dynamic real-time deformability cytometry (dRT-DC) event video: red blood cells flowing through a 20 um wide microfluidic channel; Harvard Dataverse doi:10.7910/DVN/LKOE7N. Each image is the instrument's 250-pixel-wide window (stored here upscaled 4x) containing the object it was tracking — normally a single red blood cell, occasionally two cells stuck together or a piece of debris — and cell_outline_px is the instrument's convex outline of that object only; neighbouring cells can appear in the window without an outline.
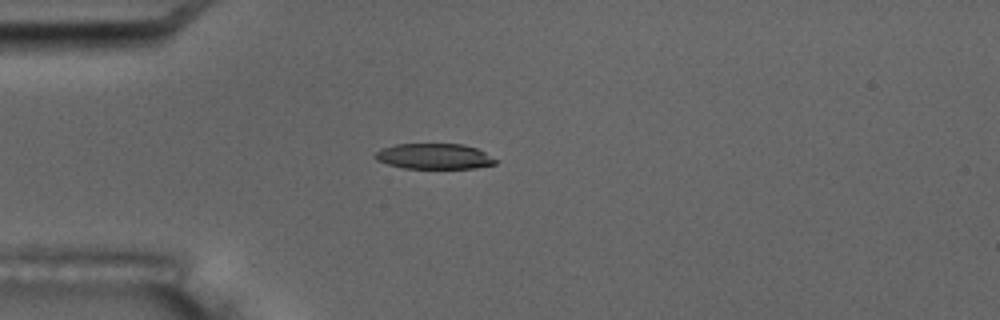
{"species": "common noctule bat (a hibernating species)", "species_latin": "Nyctalus noctula", "temperature_condition": "room temperature", "stored_images_in_passage": 2, "camera_frame_rate_fps": 3000, "um_per_image_px": 0.085, "animal": {"sex": "male", "body_mass_g": 17.5, "forearm_length_mm": 52.3}, "frame": {"image": 1, "passage_image": 2, "time_ms": 2.0, "image_size_px": [1000, 320], "cell_outline_px": [[500, 160], [496, 164], [476, 168], [404, 168], [388, 164], [376, 160], [372, 156], [376, 152], [384, 148], [396, 144], [464, 144], [476, 148]], "centroid_in_image_um": [36.94, 13.29], "position_along_channel_um": 48.1, "area_um2": 17.98}}